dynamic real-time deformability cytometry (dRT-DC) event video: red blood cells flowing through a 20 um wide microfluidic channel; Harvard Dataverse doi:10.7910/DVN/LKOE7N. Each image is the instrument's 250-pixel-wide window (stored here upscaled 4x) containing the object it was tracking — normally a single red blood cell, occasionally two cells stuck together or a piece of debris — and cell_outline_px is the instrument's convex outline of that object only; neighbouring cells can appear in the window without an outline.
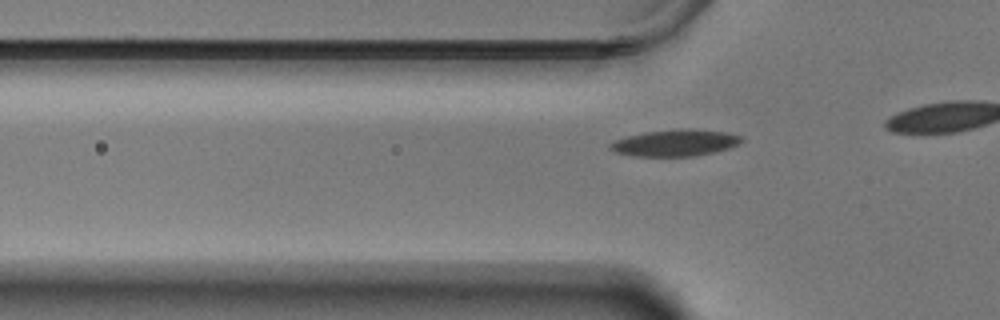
{"species": "Egyptian fruit bat (a non-hibernating species)", "species_latin": "Rousettus aegyptiacus", "temperature_condition": "warm", "stored_images_in_passage": 22, "camera_frame_rate_fps": 3000, "um_per_image_px": 0.085, "animal": {"sex": "male"}, "frame": {"image": 1, "passage_image": 16, "time_ms": 5.0, "image_size_px": [1000, 320], "cell_outline_px": [[744, 140], [728, 148], [696, 156], [632, 156], [612, 152], [608, 148], [608, 144], [616, 140], [628, 136], [644, 132], [680, 128], [692, 128], [724, 132], [740, 136]], "centroid_in_image_um": [57.32, 12.14], "position_along_channel_um": 68.5, "area_um2": 20.4}}
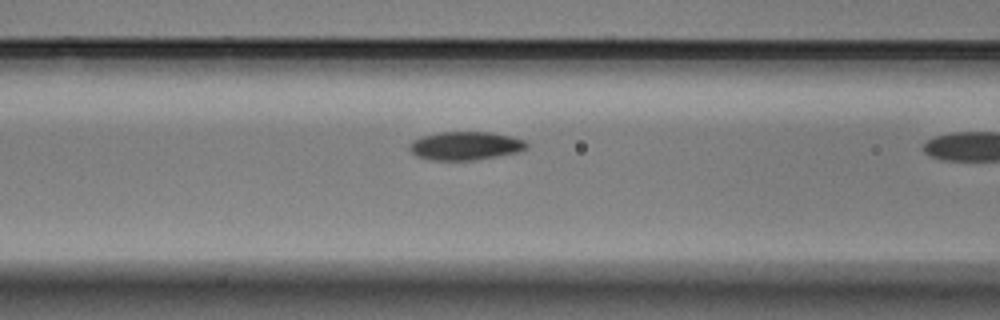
{"frame": {"image": 2, "passage_image": 21, "time_ms": 6.667, "image_size_px": [1000, 320], "cell_outline_px": [[528, 148], [516, 152], [496, 156], [472, 160], [432, 160], [416, 156], [408, 148], [408, 144], [412, 140], [420, 136], [440, 132], [492, 132], [512, 136], [524, 140], [528, 144]], "centroid_in_image_um": [39.53, 12.38], "position_along_channel_um": 127.1, "area_um2": 19.48}}